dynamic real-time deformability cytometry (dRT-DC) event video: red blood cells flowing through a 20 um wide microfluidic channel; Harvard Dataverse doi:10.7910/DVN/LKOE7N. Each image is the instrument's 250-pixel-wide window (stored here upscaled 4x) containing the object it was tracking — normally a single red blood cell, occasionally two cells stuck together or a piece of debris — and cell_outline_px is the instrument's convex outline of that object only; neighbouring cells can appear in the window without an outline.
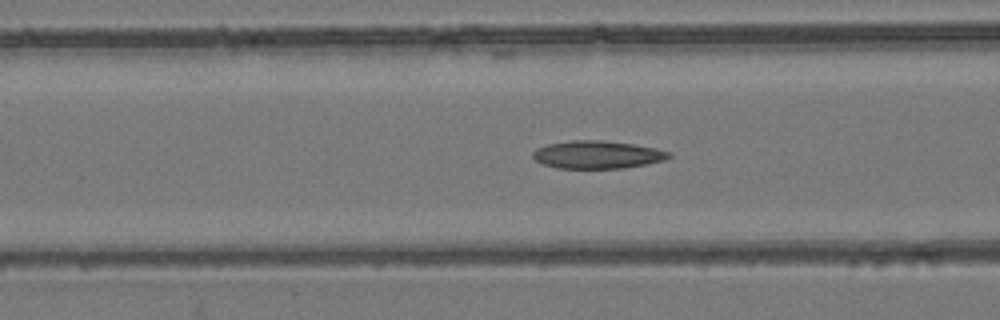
{"species": "common noctule bat (a hibernating species)", "species_latin": "Nyctalus noctula", "temperature_condition": "room temperature", "stored_images_in_passage": 54, "camera_frame_rate_fps": 3000, "um_per_image_px": 0.085, "animal": {"sex": "female", "body_mass_g": 24.6, "forearm_length_mm": 56.2}, "frame": {"image": 1, "passage_image": 22, "time_ms": 7.0, "image_size_px": [1000, 320], "cell_outline_px": [[672, 156], [664, 160], [624, 168], [556, 168], [540, 164], [532, 156], [532, 152], [536, 148], [548, 144], [572, 140], [604, 140], [632, 144], [656, 148], [668, 152]], "centroid_in_image_um": [50.72, 13.14], "position_along_channel_um": 115.9, "area_um2": 22.02}}
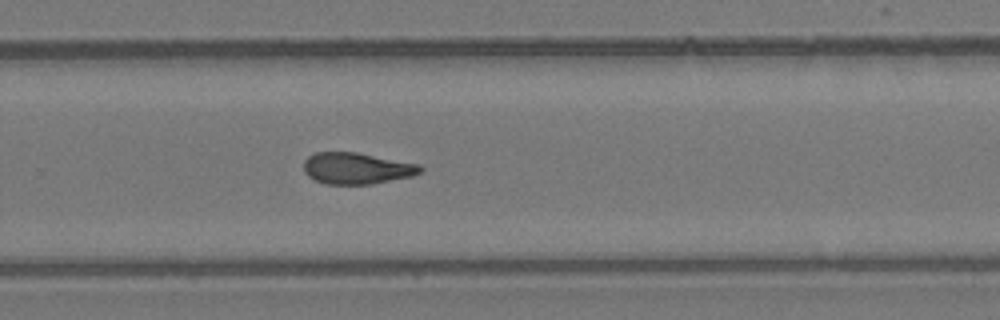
{"frame": {"image": 2, "passage_image": 36, "time_ms": 11.667, "image_size_px": [1000, 320], "cell_outline_px": [[424, 168], [420, 172], [412, 176], [372, 184], [324, 184], [308, 176], [304, 172], [304, 160], [308, 156], [316, 152], [356, 152], [420, 164]], "centroid_in_image_um": [30.32, 14.3], "position_along_channel_um": 299.5, "area_um2": 21.39}}
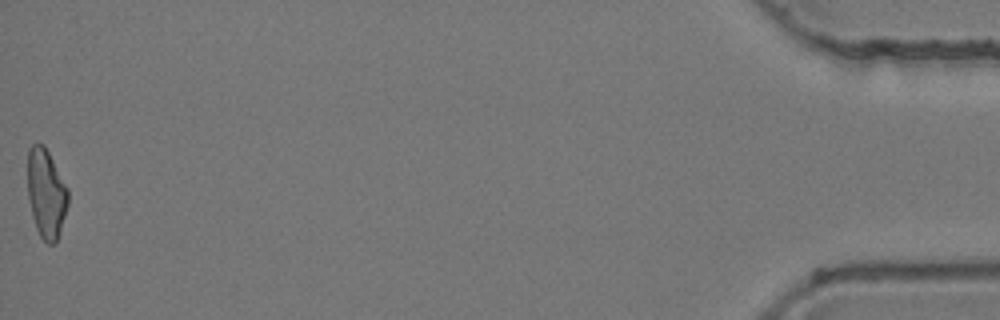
{"frame": {"image": 3, "passage_image": 54, "time_ms": 17.667, "image_size_px": [1000, 320], "cell_outline_px": [[68, 204], [60, 232], [56, 240], [52, 244], [48, 244], [40, 236], [36, 228], [32, 216], [28, 196], [28, 148], [36, 140], [44, 144], [68, 188]], "centroid_in_image_um": [3.92, 16.4], "position_along_channel_um": 431.3, "area_um2": 21.1}, "authors_computed_cell_mechanics": {"area_um2": 21.8773, "velocity_mm_per_s": 3.9396, "shape_relaxation_time_tau1_ms": null, "shape_relaxation_time_tau2_ms": 4.2164, "deformation_change_tau1": null, "deformation_change_tau2": 0.1207}}